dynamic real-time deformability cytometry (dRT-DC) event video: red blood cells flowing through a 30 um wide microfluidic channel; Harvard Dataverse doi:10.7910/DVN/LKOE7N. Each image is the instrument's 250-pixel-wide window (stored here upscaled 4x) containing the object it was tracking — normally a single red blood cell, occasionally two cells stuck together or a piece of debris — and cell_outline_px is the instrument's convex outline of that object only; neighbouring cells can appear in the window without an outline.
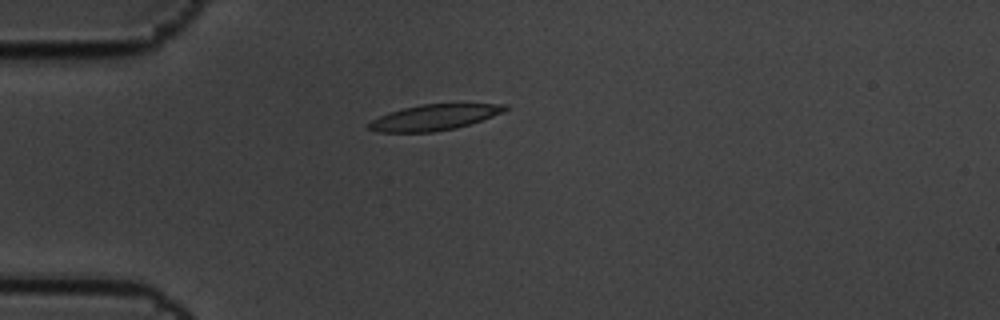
{"species": "common noctule bat (a hibernating species)", "species_latin": "Nyctalus noctula", "temperature_condition": "cold", "stored_images_in_passage": 4, "camera_frame_rate_fps": 3000, "um_per_image_px": 0.085, "animal": {"sex": "male", "body_mass_g": 19.5, "forearm_length_mm": 54.6}, "frame": {"image": 1, "passage_image": 1, "time_ms": 0.0, "image_size_px": [1000, 320], "cell_outline_px": [[508, 108], [504, 112], [456, 128], [432, 132], [376, 132], [368, 128], [368, 124], [372, 120], [380, 116], [404, 108], [420, 104], [508, 104]], "centroid_in_image_um": [36.9, 9.98], "position_along_channel_um": 48.1, "area_um2": 20.11}}
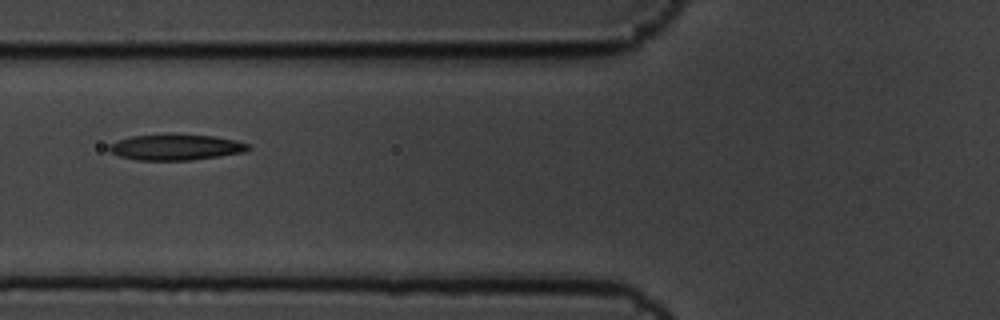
{"frame": {"image": 2, "passage_image": 3, "time_ms": 0.667, "image_size_px": [1000, 320], "cell_outline_px": [[252, 148], [244, 152], [220, 156], [192, 160], [140, 160], [120, 156], [112, 152], [108, 148], [108, 144], [132, 136], [212, 136], [236, 140], [248, 144]], "centroid_in_image_um": [14.99, 12.54], "position_along_channel_um": 110.8, "area_um2": 20.17}}
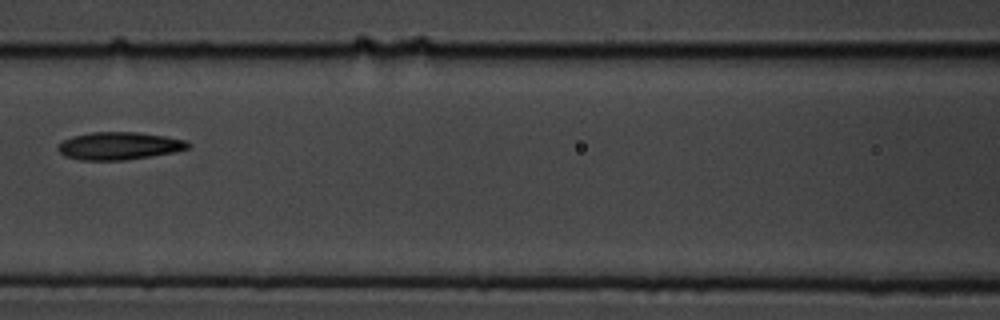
{"frame": {"image": 3, "passage_image": 4, "time_ms": 1.0, "image_size_px": [1000, 320], "cell_outline_px": [[192, 144], [188, 148], [176, 152], [124, 160], [80, 160], [64, 156], [56, 148], [56, 144], [60, 140], [72, 136], [92, 132], [136, 132], [164, 136], [188, 140]], "centroid_in_image_um": [10.09, 12.39], "position_along_channel_um": 156.5, "area_um2": 21.21}}